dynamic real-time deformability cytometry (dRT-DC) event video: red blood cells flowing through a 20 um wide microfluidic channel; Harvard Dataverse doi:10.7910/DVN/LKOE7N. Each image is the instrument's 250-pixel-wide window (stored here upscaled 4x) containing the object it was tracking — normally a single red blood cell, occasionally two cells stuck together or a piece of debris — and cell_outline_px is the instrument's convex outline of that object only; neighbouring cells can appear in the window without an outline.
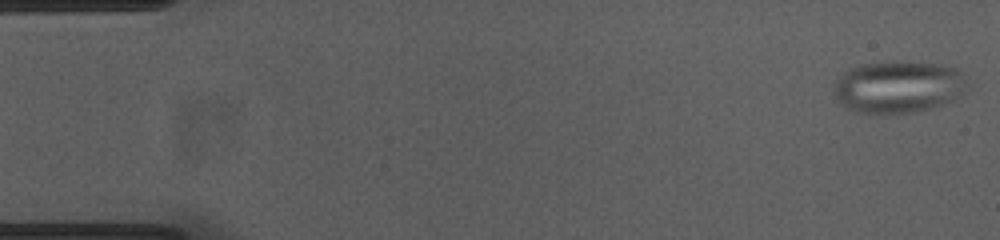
{"species": "common noctule bat (a hibernating species)", "species_latin": "Nyctalus noctula", "temperature_condition": "cold", "stored_images_in_passage": 53, "camera_frame_rate_fps": 3000, "um_per_image_px": 0.085, "animal": {"sex": "female", "body_mass_g": 23.0, "forearm_length_mm": 53.4}, "frame": {"image": 1, "passage_image": 1, "time_ms": 0.0, "image_size_px": [1000, 240], "cell_outline_px": [[964, 80], [960, 92], [952, 100], [944, 104], [912, 112], [888, 116], [852, 112], [840, 104], [832, 88], [836, 80], [848, 68], [860, 64], [892, 60], [940, 64], [952, 68], [960, 72]], "centroid_in_image_um": [76.21, 7.4], "position_along_channel_um": 8.8, "area_um2": 40.86}}
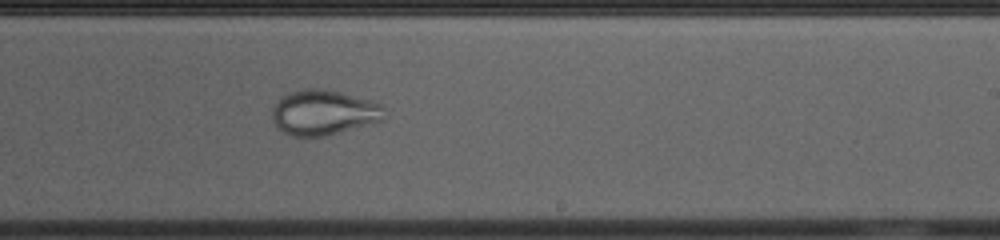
{"frame": {"image": 2, "passage_image": 32, "time_ms": 10.333, "image_size_px": [1000, 240], "cell_outline_px": [[384, 120], [324, 136], [292, 136], [284, 132], [272, 120], [272, 108], [280, 96], [304, 88], [320, 88], [340, 92], [372, 100], [380, 104], [384, 108]], "centroid_in_image_um": [27.5, 9.55], "position_along_channel_um": 261.5, "area_um2": 29.42}}
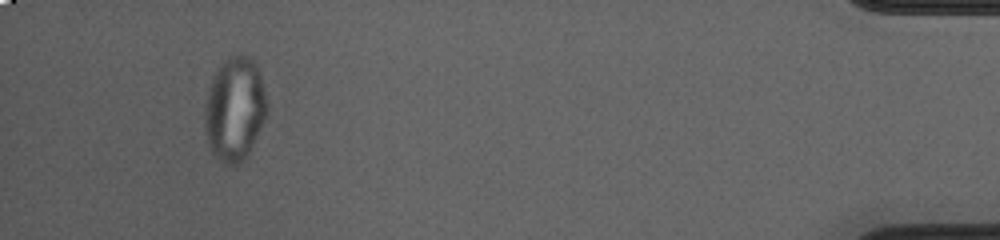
{"frame": {"image": 3, "passage_image": 50, "time_ms": 16.333, "image_size_px": [1000, 240], "cell_outline_px": [[268, 112], [248, 156], [244, 160], [236, 164], [224, 164], [212, 152], [208, 144], [204, 124], [204, 108], [212, 76], [220, 64], [228, 56], [240, 52], [248, 56], [256, 64], [260, 72], [268, 104]], "centroid_in_image_um": [19.96, 9.24], "position_along_channel_um": 415.2, "area_um2": 38.21}}